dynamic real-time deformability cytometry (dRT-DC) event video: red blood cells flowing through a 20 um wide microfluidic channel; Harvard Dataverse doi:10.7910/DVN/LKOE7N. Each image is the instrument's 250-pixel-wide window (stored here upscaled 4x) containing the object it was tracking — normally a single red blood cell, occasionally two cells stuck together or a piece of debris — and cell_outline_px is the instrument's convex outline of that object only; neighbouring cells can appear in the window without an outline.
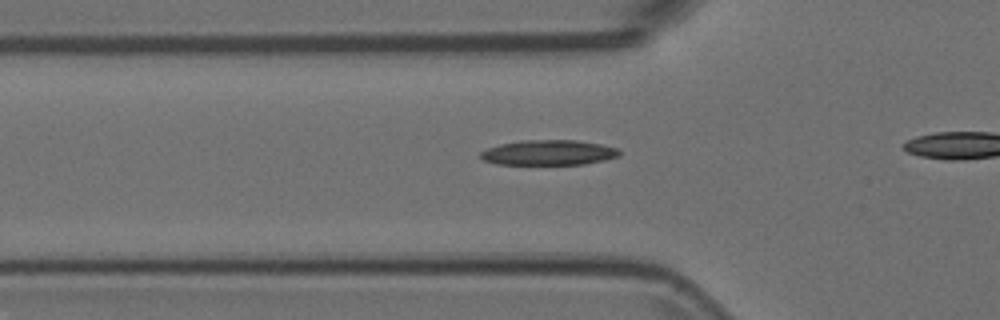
{"species": "Egyptian fruit bat (a non-hibernating species)", "species_latin": "Rousettus aegyptiacus", "temperature_condition": "room temperature", "stored_images_in_passage": 26, "camera_frame_rate_fps": 3000, "um_per_image_px": 0.085, "animal": {"sex": "female"}, "frame": {"image": 1, "passage_image": 11, "time_ms": 3.333, "image_size_px": [1000, 320], "cell_outline_px": [[620, 156], [604, 160], [584, 164], [496, 164], [484, 160], [480, 156], [480, 152], [488, 148], [500, 144], [520, 140], [576, 140], [600, 144], [616, 148], [620, 152]], "centroid_in_image_um": [46.63, 12.97], "position_along_channel_um": 79.2, "area_um2": 20.23}}
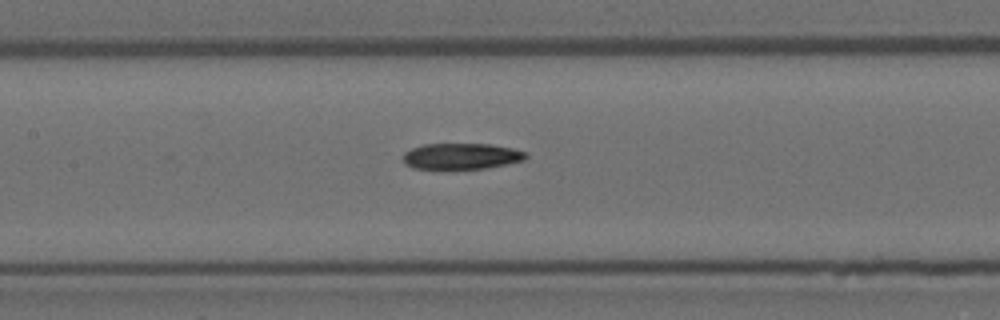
{"frame": {"image": 2, "passage_image": 18, "time_ms": 5.667, "image_size_px": [1000, 320], "cell_outline_px": [[528, 156], [524, 160], [488, 168], [444, 172], [412, 168], [404, 164], [404, 152], [412, 148], [424, 144], [488, 144], [512, 148], [524, 152]], "centroid_in_image_um": [39.14, 13.33], "position_along_channel_um": 168.3, "area_um2": 19.48}}
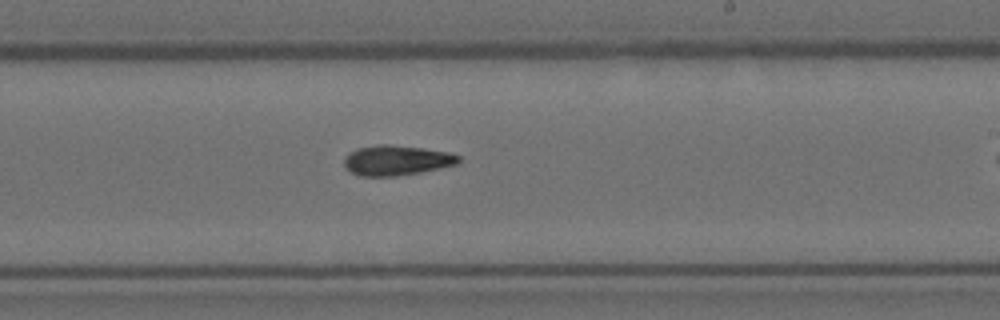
{"frame": {"image": 3, "passage_image": 25, "time_ms": 8.0, "image_size_px": [1000, 320], "cell_outline_px": [[460, 164], [420, 172], [396, 176], [360, 176], [344, 168], [344, 160], [352, 152], [360, 148], [380, 144], [388, 144], [420, 148], [448, 152], [460, 156]], "centroid_in_image_um": [33.74, 13.64], "position_along_channel_um": 255.3, "area_um2": 19.83}}